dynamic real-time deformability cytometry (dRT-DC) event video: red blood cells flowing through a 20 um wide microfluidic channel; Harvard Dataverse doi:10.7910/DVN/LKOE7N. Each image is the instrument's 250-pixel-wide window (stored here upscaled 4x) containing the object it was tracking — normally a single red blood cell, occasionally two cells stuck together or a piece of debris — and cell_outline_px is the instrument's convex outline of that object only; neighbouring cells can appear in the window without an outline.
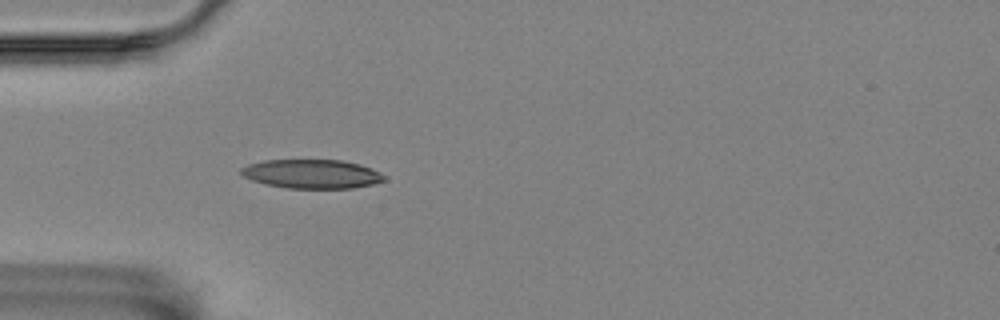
{"species": "Egyptian fruit bat (a non-hibernating species)", "species_latin": "Rousettus aegyptiacus", "temperature_condition": "room temperature", "stored_images_in_passage": 5, "camera_frame_rate_fps": 3000, "um_per_image_px": 0.085, "animal": {"sex": "female"}, "frame": {"image": 1, "passage_image": 5, "time_ms": 1.333, "image_size_px": [1000, 320], "cell_outline_px": [[388, 180], [372, 184], [352, 188], [288, 188], [264, 184], [252, 180], [244, 176], [240, 172], [240, 168], [248, 164], [264, 160], [344, 160], [360, 164], [372, 168], [388, 176]], "centroid_in_image_um": [26.55, 14.78], "position_along_channel_um": 58.5, "area_um2": 24.39}}